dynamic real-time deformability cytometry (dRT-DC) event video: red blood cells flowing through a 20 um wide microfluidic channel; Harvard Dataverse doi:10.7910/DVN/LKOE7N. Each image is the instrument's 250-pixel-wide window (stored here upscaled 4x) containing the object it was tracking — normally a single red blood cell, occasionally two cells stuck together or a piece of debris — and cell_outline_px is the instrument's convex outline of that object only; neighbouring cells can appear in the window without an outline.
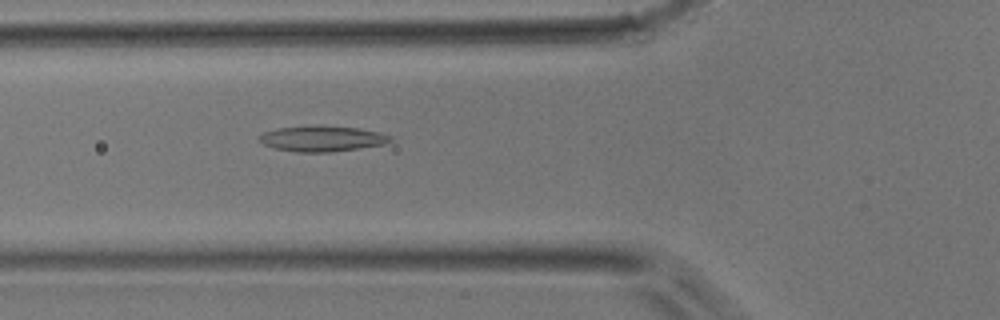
{"species": "common noctule bat (a hibernating species)", "species_latin": "Nyctalus noctula", "temperature_condition": "room temperature", "stored_images_in_passage": 33, "camera_frame_rate_fps": 3000, "um_per_image_px": 0.085, "animal": {"sex": "male", "body_mass_g": 17.9}, "frame": {"image": 1, "passage_image": 13, "time_ms": 4.0, "image_size_px": [1000, 320], "cell_outline_px": [[392, 140], [384, 144], [332, 152], [296, 152], [276, 148], [264, 144], [256, 140], [256, 136], [264, 132], [276, 128], [360, 128], [380, 132], [392, 136]], "centroid_in_image_um": [27.37, 11.82], "position_along_channel_um": 98.4, "area_um2": 18.79}}
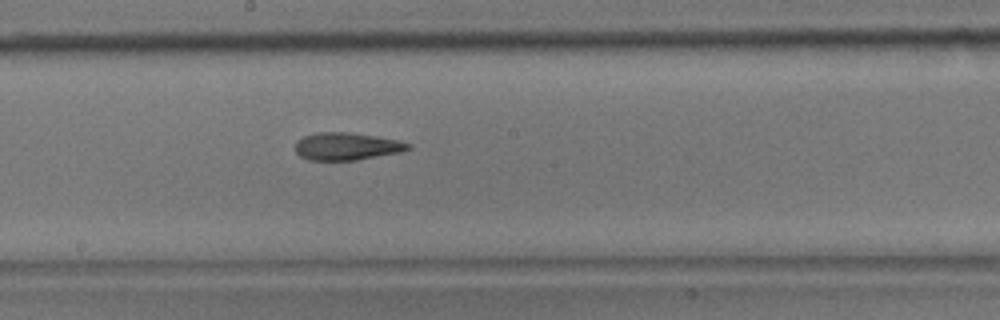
{"frame": {"image": 2, "passage_image": 22, "time_ms": 7.0, "image_size_px": [1000, 320], "cell_outline_px": [[412, 148], [400, 152], [356, 160], [308, 160], [300, 156], [296, 152], [296, 140], [304, 136], [320, 132], [348, 132], [376, 136], [396, 140], [412, 144]], "centroid_in_image_um": [29.46, 12.44], "position_along_channel_um": 218.7, "area_um2": 18.03}}
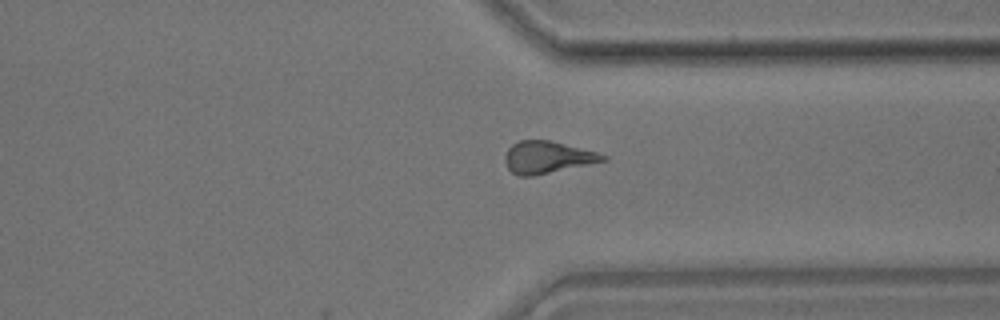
{"frame": {"image": 3, "passage_image": 33, "time_ms": 10.667, "image_size_px": [1000, 320], "cell_outline_px": [[608, 160], [532, 176], [516, 176], [508, 168], [504, 160], [504, 156], [508, 148], [512, 144], [520, 140], [548, 140], [596, 152], [608, 156]], "centroid_in_image_um": [46.49, 13.37], "position_along_channel_um": 364.9, "area_um2": 18.15}}